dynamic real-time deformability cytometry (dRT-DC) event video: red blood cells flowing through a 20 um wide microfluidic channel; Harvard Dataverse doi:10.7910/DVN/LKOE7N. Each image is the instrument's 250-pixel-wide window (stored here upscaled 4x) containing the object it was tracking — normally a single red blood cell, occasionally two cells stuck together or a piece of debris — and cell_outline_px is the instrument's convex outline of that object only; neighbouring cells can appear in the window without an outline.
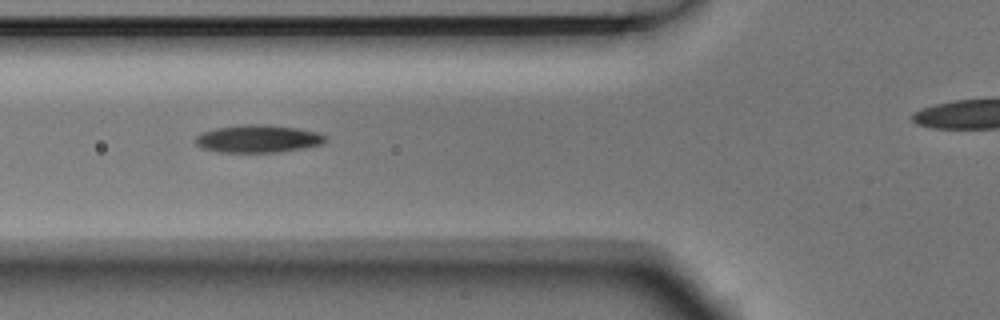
{"species": "Egyptian fruit bat (a non-hibernating species)", "species_latin": "Rousettus aegyptiacus", "temperature_condition": "room temperature", "stored_images_in_passage": 10, "segment_of_instrument_passage": [1, 2], "camera_frame_rate_fps": 3000, "um_per_image_px": 0.085, "animal": {"sex": "male"}, "frame": {"image": 1, "passage_image": 6, "time_ms": 1.667, "image_size_px": [1000, 320], "cell_outline_px": [[328, 140], [324, 144], [276, 152], [220, 152], [200, 148], [196, 144], [196, 136], [200, 132], [216, 128], [244, 124], [268, 124], [300, 128], [316, 132], [328, 136]], "centroid_in_image_um": [21.94, 11.78], "position_along_channel_um": 103.9, "area_um2": 21.15}}
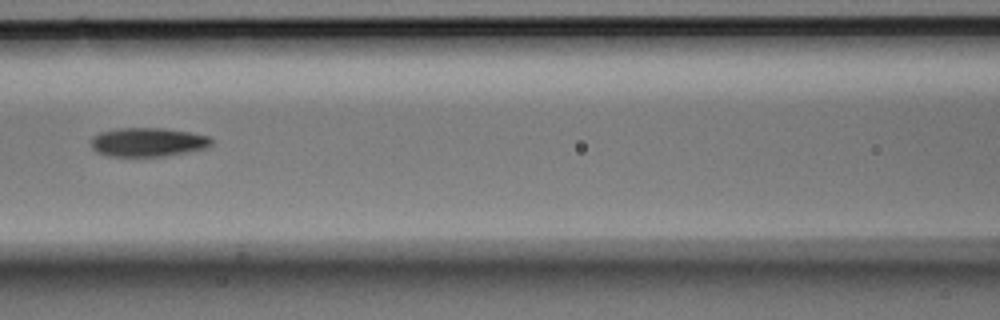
{"frame": {"image": 2, "passage_image": 7, "time_ms": 2.0, "image_size_px": [1000, 320], "cell_outline_px": [[212, 144], [208, 148], [164, 156], [108, 156], [96, 152], [92, 148], [92, 136], [100, 132], [120, 128], [164, 128], [188, 132], [208, 136], [212, 140]], "centroid_in_image_um": [12.56, 12.08], "position_along_channel_um": 154.0, "area_um2": 20.23}}
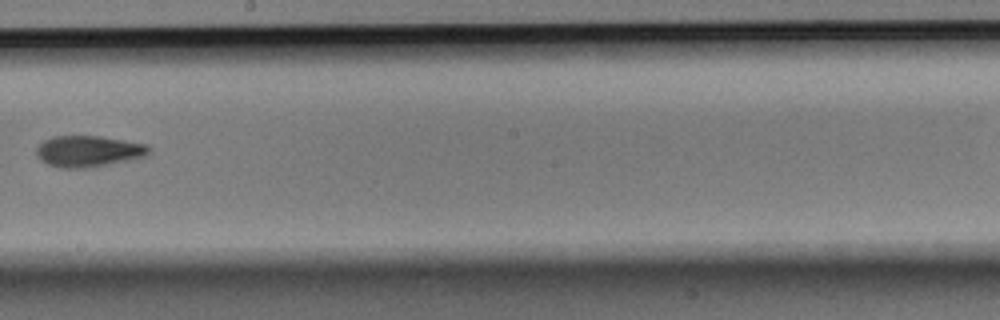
{"frame": {"image": 3, "passage_image": 9, "time_ms": 2.667, "image_size_px": [1000, 320], "cell_outline_px": [[152, 148], [144, 156], [128, 160], [92, 168], [60, 168], [48, 164], [40, 160], [36, 156], [36, 148], [44, 140], [52, 136], [100, 136], [124, 140], [144, 144]], "centroid_in_image_um": [7.47, 12.86], "position_along_channel_um": 240.7, "area_um2": 20.52}}